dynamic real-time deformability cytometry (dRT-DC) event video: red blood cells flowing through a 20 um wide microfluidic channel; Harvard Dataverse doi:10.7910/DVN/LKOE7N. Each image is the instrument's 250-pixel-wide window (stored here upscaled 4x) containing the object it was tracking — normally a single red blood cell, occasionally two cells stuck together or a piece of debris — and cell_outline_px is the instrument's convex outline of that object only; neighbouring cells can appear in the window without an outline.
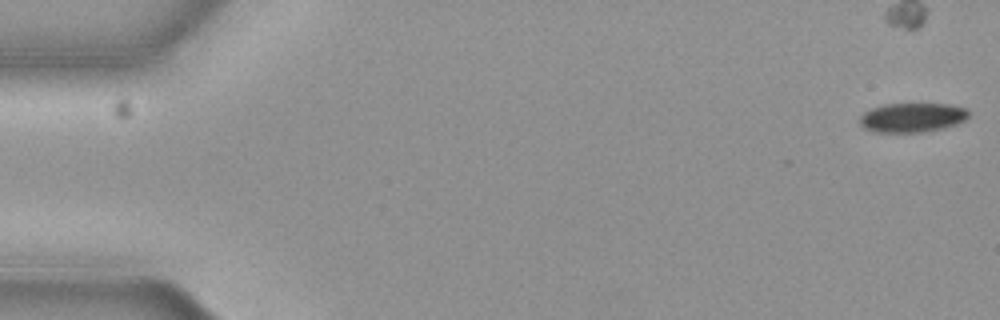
{"species": "common noctule bat (a hibernating species)", "species_latin": "Nyctalus noctula", "temperature_condition": "cold", "stored_images_in_passage": 45, "camera_frame_rate_fps": 3000, "um_per_image_px": 0.085, "animal": {"sex": "female", "body_mass_g": 19.3, "forearm_length_mm": 54.1}, "frame": {"image": 1, "passage_image": 1, "time_ms": 0.0, "image_size_px": [1000, 320], "cell_outline_px": [[968, 116], [964, 120], [956, 124], [940, 128], [920, 132], [876, 132], [860, 124], [860, 116], [864, 112], [872, 108], [884, 104], [948, 104], [968, 108]], "centroid_in_image_um": [77.55, 9.97], "position_along_channel_um": 7.5, "area_um2": 18.32}}
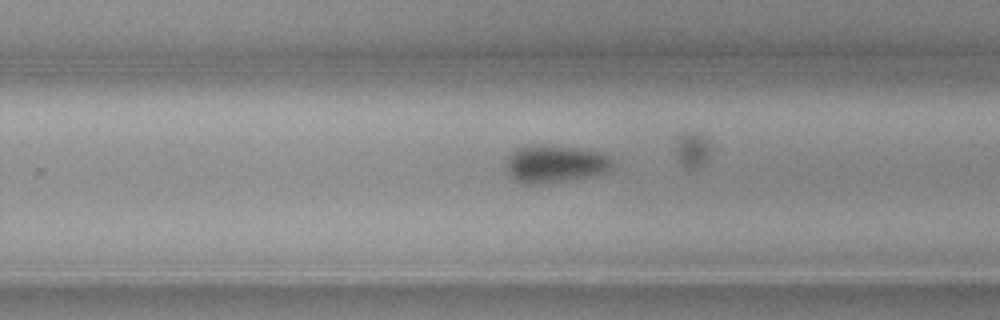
{"frame": {"image": 2, "passage_image": 36, "time_ms": 11.667, "image_size_px": [1000, 320], "cell_outline_px": [[612, 168], [604, 172], [592, 176], [572, 180], [544, 184], [528, 184], [516, 180], [508, 176], [504, 168], [504, 160], [516, 148], [532, 144], [576, 148], [600, 152], [608, 156], [612, 164]], "centroid_in_image_um": [47.1, 13.94], "position_along_channel_um": 282.7, "area_um2": 23.58}}
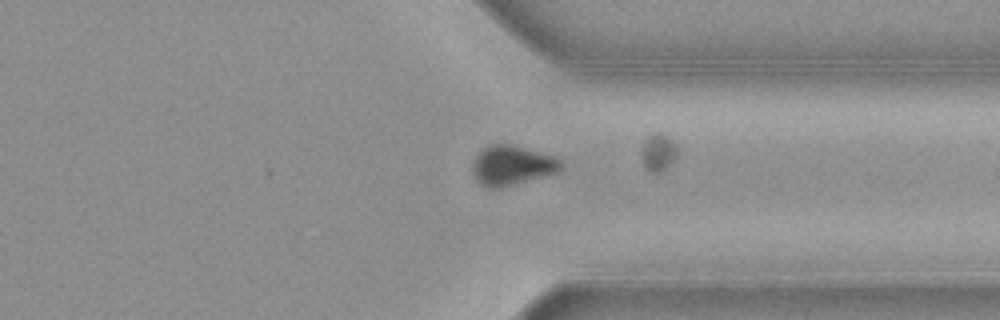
{"frame": {"image": 3, "passage_image": 43, "time_ms": 14.0, "image_size_px": [1000, 320], "cell_outline_px": [[564, 168], [560, 172], [500, 188], [488, 188], [476, 180], [472, 168], [472, 164], [476, 156], [488, 144], [512, 144], [556, 156], [564, 160]], "centroid_in_image_um": [43.59, 14.05], "position_along_channel_um": 367.8, "area_um2": 20.81}, "authors_computed_cell_mechanics": {"area_um2": 21.5594, "velocity_mm_per_s": 3.6612, "shape_relaxation_time_tau1_ms": 2.0958, "shape_relaxation_time_tau2_ms": null, "deformation_change_tau1": 0.0982, "deformation_change_tau2": null}}